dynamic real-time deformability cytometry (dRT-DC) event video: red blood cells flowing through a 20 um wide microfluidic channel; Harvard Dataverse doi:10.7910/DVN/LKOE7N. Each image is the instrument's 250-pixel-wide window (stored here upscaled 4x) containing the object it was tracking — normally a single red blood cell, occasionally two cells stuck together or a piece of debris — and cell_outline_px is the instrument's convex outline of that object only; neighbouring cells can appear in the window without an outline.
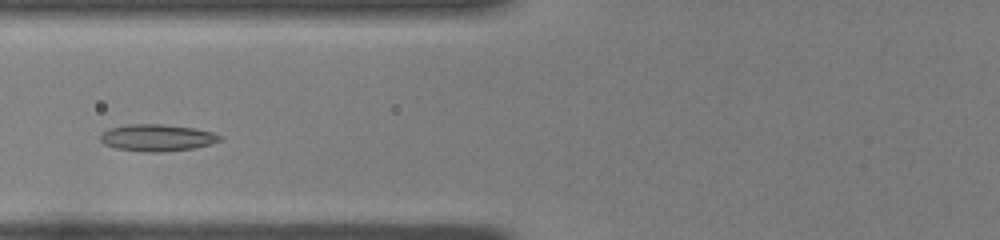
{"species": "common noctule bat (a hibernating species)", "species_latin": "Nyctalus noctula", "temperature_condition": "room temperature", "stored_images_in_passage": 39, "camera_frame_rate_fps": 3000, "um_per_image_px": 0.085, "animal": {"sex": "female", "body_mass_g": 22.0, "forearm_length_mm": 56.7}, "frame": {"image": 1, "passage_image": 11, "time_ms": 3.333, "image_size_px": [1000, 240], "cell_outline_px": [[224, 140], [212, 144], [192, 148], [164, 152], [144, 152], [116, 148], [104, 144], [100, 140], [100, 132], [108, 128], [128, 124], [160, 124], [192, 128], [212, 132], [224, 136]], "centroid_in_image_um": [13.35, 11.71], "position_along_channel_um": 112.4, "area_um2": 18.9}}
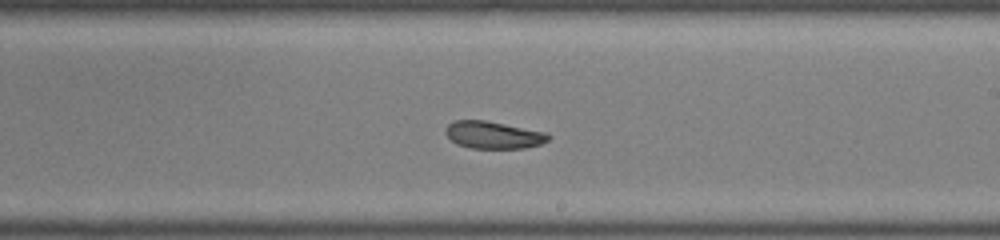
{"frame": {"image": 2, "passage_image": 21, "time_ms": 6.667, "image_size_px": [1000, 240], "cell_outline_px": [[552, 136], [548, 140], [540, 144], [524, 148], [472, 148], [456, 144], [444, 132], [444, 128], [452, 120], [484, 120], [548, 132]], "centroid_in_image_um": [41.93, 11.46], "position_along_channel_um": 247.1, "area_um2": 16.47}}
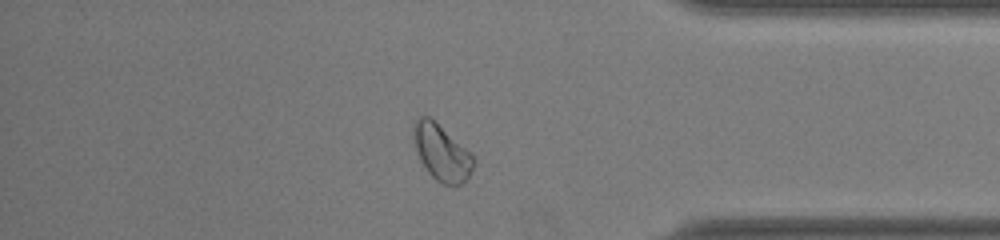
{"frame": {"image": 3, "passage_image": 33, "time_ms": 10.667, "image_size_px": [1000, 240], "cell_outline_px": [[476, 164], [468, 180], [460, 184], [440, 184], [428, 172], [420, 160], [416, 152], [412, 140], [412, 128], [416, 120], [420, 116], [428, 116], [472, 152]], "centroid_in_image_um": [37.55, 12.98], "position_along_channel_um": 397.7, "area_um2": 19.94}, "authors_computed_cell_mechanics": {"area_um2": 18.0336, "velocity_mm_per_s": 4.0536, "shape_relaxation_time_tau1_ms": null, "shape_relaxation_time_tau2_ms": 1.8706, "deformation_change_tau1": null, "deformation_change_tau2": 0.0646}}